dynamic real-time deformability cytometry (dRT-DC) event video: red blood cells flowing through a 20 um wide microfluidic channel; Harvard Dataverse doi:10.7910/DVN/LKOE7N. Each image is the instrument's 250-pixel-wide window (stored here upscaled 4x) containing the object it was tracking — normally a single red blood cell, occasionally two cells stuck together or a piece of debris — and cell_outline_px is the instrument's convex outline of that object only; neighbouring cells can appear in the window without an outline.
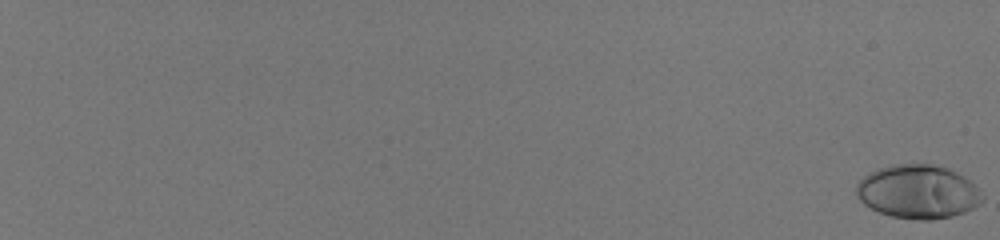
{"species": "human", "species_latin": "Homo sapiens", "temperature_condition": "room temperature", "stored_images_in_passage": 59, "camera_frame_rate_fps": 3000, "um_per_image_px": 0.085, "donor": {"sex": "male"}, "frame": {"image": 1, "passage_image": 1, "time_ms": 0.0, "image_size_px": [1000, 240], "cell_outline_px": [[984, 200], [980, 204], [964, 212], [952, 216], [932, 220], [916, 220], [892, 216], [880, 212], [864, 204], [856, 196], [856, 184], [864, 176], [876, 168], [896, 164], [932, 164], [948, 168], [964, 176], [984, 196]], "centroid_in_image_um": [78.02, 16.29], "position_along_channel_um": 7.0, "area_um2": 39.42}}
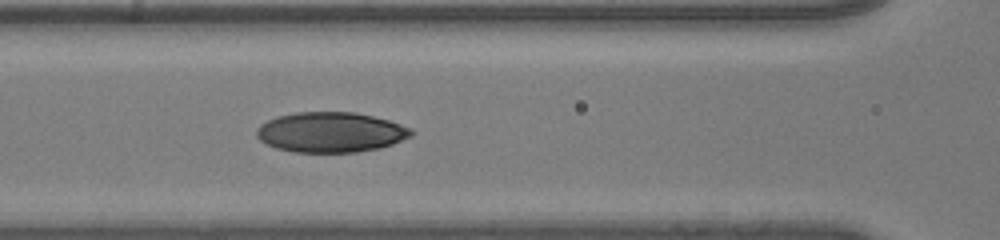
{"frame": {"image": 2, "passage_image": 34, "time_ms": 11.0, "image_size_px": [1000, 240], "cell_outline_px": [[412, 136], [392, 144], [380, 148], [356, 152], [292, 152], [276, 148], [260, 140], [256, 136], [256, 128], [260, 124], [276, 116], [296, 112], [356, 112], [388, 120], [412, 128]], "centroid_in_image_um": [28.09, 11.24], "position_along_channel_um": 138.5, "area_um2": 36.3}}
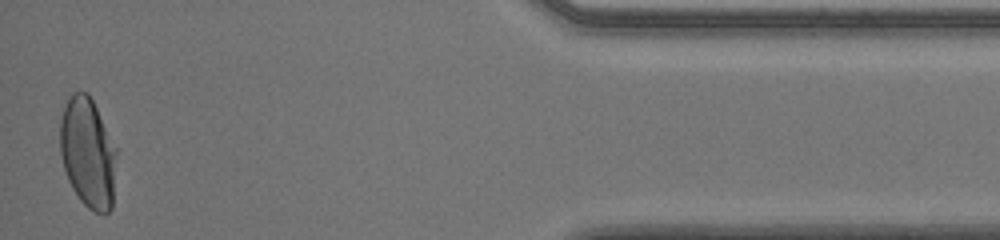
{"frame": {"image": 3, "passage_image": 59, "time_ms": 19.333, "image_size_px": [1000, 240], "cell_outline_px": [[116, 152], [112, 208], [108, 212], [92, 212], [80, 200], [72, 188], [68, 180], [64, 168], [60, 152], [60, 120], [68, 96], [72, 92], [88, 92], [116, 148]], "centroid_in_image_um": [7.45, 12.99], "position_along_channel_um": 427.8, "area_um2": 35.95}, "authors_computed_cell_mechanics": {"area_um2": 36.2406, "velocity_mm_per_s": 4.0473, "shape_relaxation_time_tau1_ms": 6.662, "shape_relaxation_time_tau2_ms": 0.8631, "deformation_change_tau1": 0.2574, "deformation_change_tau2": 0.0393}}